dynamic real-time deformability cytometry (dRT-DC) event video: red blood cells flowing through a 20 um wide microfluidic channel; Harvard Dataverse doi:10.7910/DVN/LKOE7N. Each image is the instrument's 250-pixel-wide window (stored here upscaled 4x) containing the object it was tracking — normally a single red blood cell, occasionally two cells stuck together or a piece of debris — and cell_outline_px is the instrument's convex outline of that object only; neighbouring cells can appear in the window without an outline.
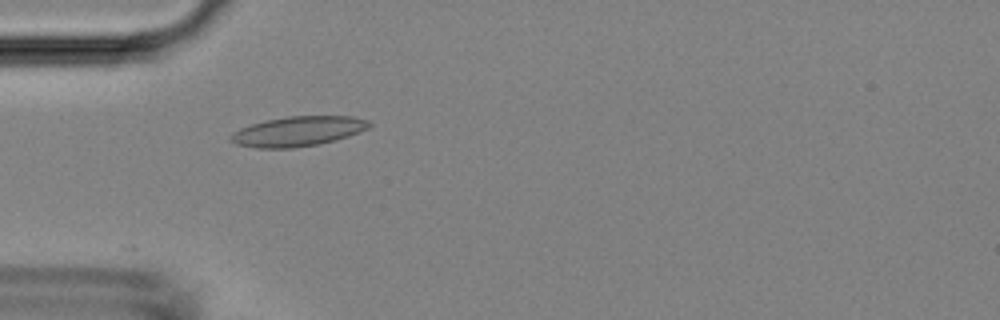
{"species": "Egyptian fruit bat (a non-hibernating species)", "species_latin": "Rousettus aegyptiacus", "temperature_condition": "room temperature", "stored_images_in_passage": 4, "camera_frame_rate_fps": 3000, "um_per_image_px": 0.085, "animal": {"sex": "female"}, "frame": {"image": 1, "passage_image": 3, "time_ms": 4.667, "image_size_px": [1000, 320], "cell_outline_px": [[372, 124], [368, 128], [360, 132], [336, 140], [320, 144], [292, 148], [256, 148], [236, 144], [228, 140], [228, 136], [232, 132], [240, 128], [264, 120], [288, 116], [352, 116], [368, 120]], "centroid_in_image_um": [25.3, 11.16], "position_along_channel_um": 59.7, "area_um2": 24.33}}